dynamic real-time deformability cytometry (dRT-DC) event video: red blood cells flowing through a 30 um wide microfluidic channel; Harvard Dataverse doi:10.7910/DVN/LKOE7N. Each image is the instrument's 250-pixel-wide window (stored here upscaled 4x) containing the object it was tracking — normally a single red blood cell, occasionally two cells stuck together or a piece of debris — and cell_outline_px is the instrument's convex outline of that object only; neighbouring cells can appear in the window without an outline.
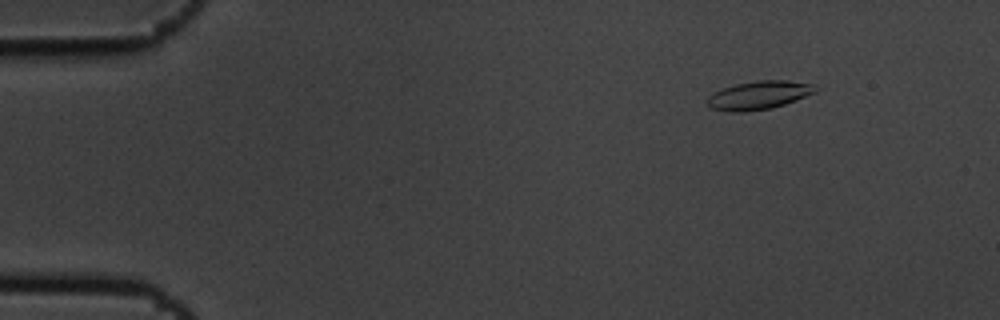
{"species": "common noctule bat (a hibernating species)", "species_latin": "Nyctalus noctula", "temperature_condition": "cold", "stored_images_in_passage": 7, "camera_frame_rate_fps": 3000, "um_per_image_px": 0.085, "animal": {"sex": "male", "body_mass_g": 19.5, "forearm_length_mm": 54.6}, "frame": {"image": 1, "passage_image": 2, "time_ms": 0.333, "image_size_px": [1000, 320], "cell_outline_px": [[816, 92], [796, 100], [772, 108], [744, 112], [728, 112], [712, 108], [708, 104], [708, 96], [724, 88], [736, 84], [756, 80], [788, 80], [812, 84], [816, 88]], "centroid_in_image_um": [64.51, 8.09], "position_along_channel_um": 20.5, "area_um2": 17.74}}
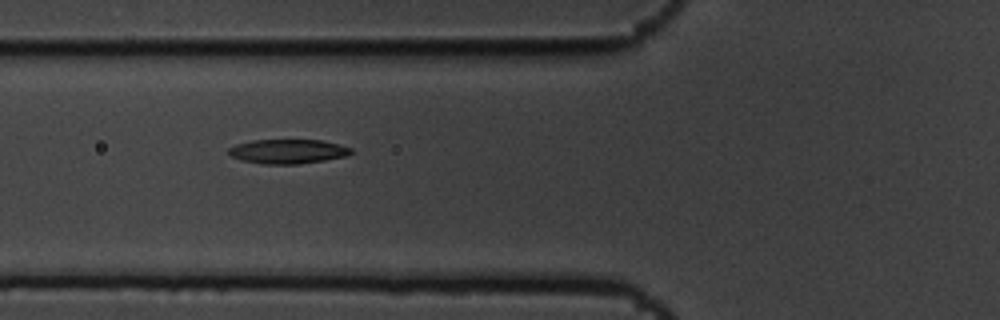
{"frame": {"image": 2, "passage_image": 6, "time_ms": 1.667, "image_size_px": [1000, 320], "cell_outline_px": [[352, 152], [348, 156], [324, 160], [296, 164], [264, 164], [240, 160], [232, 156], [228, 152], [228, 148], [236, 144], [252, 140], [320, 140], [340, 144], [352, 148]], "centroid_in_image_um": [24.47, 12.87], "position_along_channel_um": 101.3, "area_um2": 17.4}}
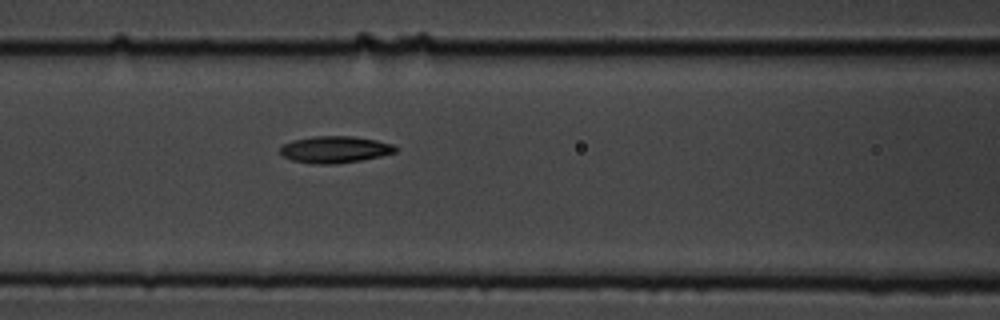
{"frame": {"image": 3, "passage_image": 7, "time_ms": 2.0, "image_size_px": [1000, 320], "cell_outline_px": [[396, 152], [380, 156], [360, 160], [336, 164], [312, 164], [292, 160], [284, 156], [280, 152], [280, 148], [284, 144], [292, 140], [312, 136], [352, 136], [376, 140], [392, 144], [396, 148]], "centroid_in_image_um": [28.44, 12.7], "position_along_channel_um": 138.2, "area_um2": 17.92}}